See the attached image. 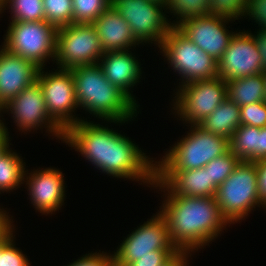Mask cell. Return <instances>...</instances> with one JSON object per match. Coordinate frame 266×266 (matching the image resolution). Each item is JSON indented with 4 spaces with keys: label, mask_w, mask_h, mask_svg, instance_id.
Returning <instances> with one entry per match:
<instances>
[{
    "label": "cell",
    "mask_w": 266,
    "mask_h": 266,
    "mask_svg": "<svg viewBox=\"0 0 266 266\" xmlns=\"http://www.w3.org/2000/svg\"><path fill=\"white\" fill-rule=\"evenodd\" d=\"M240 160L231 152L216 157L205 165V169L209 170L210 182L217 188L229 177Z\"/></svg>",
    "instance_id": "obj_29"
},
{
    "label": "cell",
    "mask_w": 266,
    "mask_h": 266,
    "mask_svg": "<svg viewBox=\"0 0 266 266\" xmlns=\"http://www.w3.org/2000/svg\"><path fill=\"white\" fill-rule=\"evenodd\" d=\"M111 6L126 20L140 44L154 42L160 48L165 35L173 27L163 12L165 6L160 3L149 0H111Z\"/></svg>",
    "instance_id": "obj_10"
},
{
    "label": "cell",
    "mask_w": 266,
    "mask_h": 266,
    "mask_svg": "<svg viewBox=\"0 0 266 266\" xmlns=\"http://www.w3.org/2000/svg\"><path fill=\"white\" fill-rule=\"evenodd\" d=\"M22 156L8 149L0 156V194L13 191L24 184L25 162Z\"/></svg>",
    "instance_id": "obj_24"
},
{
    "label": "cell",
    "mask_w": 266,
    "mask_h": 266,
    "mask_svg": "<svg viewBox=\"0 0 266 266\" xmlns=\"http://www.w3.org/2000/svg\"><path fill=\"white\" fill-rule=\"evenodd\" d=\"M262 57L248 30L233 35L229 46L217 61L218 77L224 81L263 73Z\"/></svg>",
    "instance_id": "obj_14"
},
{
    "label": "cell",
    "mask_w": 266,
    "mask_h": 266,
    "mask_svg": "<svg viewBox=\"0 0 266 266\" xmlns=\"http://www.w3.org/2000/svg\"><path fill=\"white\" fill-rule=\"evenodd\" d=\"M263 78L265 83V102H266V70L263 72Z\"/></svg>",
    "instance_id": "obj_43"
},
{
    "label": "cell",
    "mask_w": 266,
    "mask_h": 266,
    "mask_svg": "<svg viewBox=\"0 0 266 266\" xmlns=\"http://www.w3.org/2000/svg\"><path fill=\"white\" fill-rule=\"evenodd\" d=\"M233 21L218 15H206L184 20L177 28L197 47L216 61L229 46L234 32L226 28V23Z\"/></svg>",
    "instance_id": "obj_15"
},
{
    "label": "cell",
    "mask_w": 266,
    "mask_h": 266,
    "mask_svg": "<svg viewBox=\"0 0 266 266\" xmlns=\"http://www.w3.org/2000/svg\"><path fill=\"white\" fill-rule=\"evenodd\" d=\"M73 75L76 100L79 107L107 122L125 123L139 113L136 104L119 87L111 84L97 64L76 66Z\"/></svg>",
    "instance_id": "obj_3"
},
{
    "label": "cell",
    "mask_w": 266,
    "mask_h": 266,
    "mask_svg": "<svg viewBox=\"0 0 266 266\" xmlns=\"http://www.w3.org/2000/svg\"><path fill=\"white\" fill-rule=\"evenodd\" d=\"M13 229L0 240V266H31L22 250L15 247Z\"/></svg>",
    "instance_id": "obj_30"
},
{
    "label": "cell",
    "mask_w": 266,
    "mask_h": 266,
    "mask_svg": "<svg viewBox=\"0 0 266 266\" xmlns=\"http://www.w3.org/2000/svg\"><path fill=\"white\" fill-rule=\"evenodd\" d=\"M149 1H154V2L160 3V4L164 5V6H165V4L167 2V0H149Z\"/></svg>",
    "instance_id": "obj_42"
},
{
    "label": "cell",
    "mask_w": 266,
    "mask_h": 266,
    "mask_svg": "<svg viewBox=\"0 0 266 266\" xmlns=\"http://www.w3.org/2000/svg\"><path fill=\"white\" fill-rule=\"evenodd\" d=\"M67 266H114L112 254L99 251L88 253Z\"/></svg>",
    "instance_id": "obj_33"
},
{
    "label": "cell",
    "mask_w": 266,
    "mask_h": 266,
    "mask_svg": "<svg viewBox=\"0 0 266 266\" xmlns=\"http://www.w3.org/2000/svg\"><path fill=\"white\" fill-rule=\"evenodd\" d=\"M56 35L57 28L45 20L10 22L2 47L44 68L50 58L55 61Z\"/></svg>",
    "instance_id": "obj_7"
},
{
    "label": "cell",
    "mask_w": 266,
    "mask_h": 266,
    "mask_svg": "<svg viewBox=\"0 0 266 266\" xmlns=\"http://www.w3.org/2000/svg\"><path fill=\"white\" fill-rule=\"evenodd\" d=\"M190 132L167 150L156 170L199 169L230 151L229 139L191 125ZM172 148V149H171Z\"/></svg>",
    "instance_id": "obj_4"
},
{
    "label": "cell",
    "mask_w": 266,
    "mask_h": 266,
    "mask_svg": "<svg viewBox=\"0 0 266 266\" xmlns=\"http://www.w3.org/2000/svg\"><path fill=\"white\" fill-rule=\"evenodd\" d=\"M165 9L170 10L174 16L177 15L178 20L172 21L173 27H177L184 20L210 14L209 0H167Z\"/></svg>",
    "instance_id": "obj_26"
},
{
    "label": "cell",
    "mask_w": 266,
    "mask_h": 266,
    "mask_svg": "<svg viewBox=\"0 0 266 266\" xmlns=\"http://www.w3.org/2000/svg\"><path fill=\"white\" fill-rule=\"evenodd\" d=\"M25 182L30 201L36 211L38 210L44 215L53 214L55 211H59L64 204L65 181L64 175L59 169L48 167L43 170H34L31 173L25 170Z\"/></svg>",
    "instance_id": "obj_16"
},
{
    "label": "cell",
    "mask_w": 266,
    "mask_h": 266,
    "mask_svg": "<svg viewBox=\"0 0 266 266\" xmlns=\"http://www.w3.org/2000/svg\"><path fill=\"white\" fill-rule=\"evenodd\" d=\"M256 167L260 202L266 207V158L256 161Z\"/></svg>",
    "instance_id": "obj_36"
},
{
    "label": "cell",
    "mask_w": 266,
    "mask_h": 266,
    "mask_svg": "<svg viewBox=\"0 0 266 266\" xmlns=\"http://www.w3.org/2000/svg\"><path fill=\"white\" fill-rule=\"evenodd\" d=\"M3 3H4V0H0V14L3 13Z\"/></svg>",
    "instance_id": "obj_44"
},
{
    "label": "cell",
    "mask_w": 266,
    "mask_h": 266,
    "mask_svg": "<svg viewBox=\"0 0 266 266\" xmlns=\"http://www.w3.org/2000/svg\"><path fill=\"white\" fill-rule=\"evenodd\" d=\"M160 52L178 72L183 84L218 77L217 61L189 40L177 27L165 35Z\"/></svg>",
    "instance_id": "obj_6"
},
{
    "label": "cell",
    "mask_w": 266,
    "mask_h": 266,
    "mask_svg": "<svg viewBox=\"0 0 266 266\" xmlns=\"http://www.w3.org/2000/svg\"><path fill=\"white\" fill-rule=\"evenodd\" d=\"M163 196L167 198L162 201L159 213L166 220L169 238L179 252L204 248L229 225L215 196Z\"/></svg>",
    "instance_id": "obj_2"
},
{
    "label": "cell",
    "mask_w": 266,
    "mask_h": 266,
    "mask_svg": "<svg viewBox=\"0 0 266 266\" xmlns=\"http://www.w3.org/2000/svg\"><path fill=\"white\" fill-rule=\"evenodd\" d=\"M240 125L266 127V102H254L240 107Z\"/></svg>",
    "instance_id": "obj_32"
},
{
    "label": "cell",
    "mask_w": 266,
    "mask_h": 266,
    "mask_svg": "<svg viewBox=\"0 0 266 266\" xmlns=\"http://www.w3.org/2000/svg\"><path fill=\"white\" fill-rule=\"evenodd\" d=\"M260 128L240 125L229 139L230 151L240 160L258 161V135Z\"/></svg>",
    "instance_id": "obj_23"
},
{
    "label": "cell",
    "mask_w": 266,
    "mask_h": 266,
    "mask_svg": "<svg viewBox=\"0 0 266 266\" xmlns=\"http://www.w3.org/2000/svg\"><path fill=\"white\" fill-rule=\"evenodd\" d=\"M244 15L249 19L255 20L259 30H266V0H247Z\"/></svg>",
    "instance_id": "obj_34"
},
{
    "label": "cell",
    "mask_w": 266,
    "mask_h": 266,
    "mask_svg": "<svg viewBox=\"0 0 266 266\" xmlns=\"http://www.w3.org/2000/svg\"><path fill=\"white\" fill-rule=\"evenodd\" d=\"M9 213L0 208V240L14 227L12 217L10 219Z\"/></svg>",
    "instance_id": "obj_38"
},
{
    "label": "cell",
    "mask_w": 266,
    "mask_h": 266,
    "mask_svg": "<svg viewBox=\"0 0 266 266\" xmlns=\"http://www.w3.org/2000/svg\"><path fill=\"white\" fill-rule=\"evenodd\" d=\"M179 251H153V255H145L132 262L129 266H164Z\"/></svg>",
    "instance_id": "obj_35"
},
{
    "label": "cell",
    "mask_w": 266,
    "mask_h": 266,
    "mask_svg": "<svg viewBox=\"0 0 266 266\" xmlns=\"http://www.w3.org/2000/svg\"><path fill=\"white\" fill-rule=\"evenodd\" d=\"M178 88L172 108L190 125L200 124L227 98V84L221 77L193 81Z\"/></svg>",
    "instance_id": "obj_9"
},
{
    "label": "cell",
    "mask_w": 266,
    "mask_h": 266,
    "mask_svg": "<svg viewBox=\"0 0 266 266\" xmlns=\"http://www.w3.org/2000/svg\"><path fill=\"white\" fill-rule=\"evenodd\" d=\"M240 115V107L226 98L198 125L205 131L230 139L240 126Z\"/></svg>",
    "instance_id": "obj_21"
},
{
    "label": "cell",
    "mask_w": 266,
    "mask_h": 266,
    "mask_svg": "<svg viewBox=\"0 0 266 266\" xmlns=\"http://www.w3.org/2000/svg\"><path fill=\"white\" fill-rule=\"evenodd\" d=\"M63 141L109 176L155 183L156 161L108 126L82 120L65 131Z\"/></svg>",
    "instance_id": "obj_1"
},
{
    "label": "cell",
    "mask_w": 266,
    "mask_h": 266,
    "mask_svg": "<svg viewBox=\"0 0 266 266\" xmlns=\"http://www.w3.org/2000/svg\"><path fill=\"white\" fill-rule=\"evenodd\" d=\"M104 52L130 50L140 43L126 20L113 9L107 8L93 23Z\"/></svg>",
    "instance_id": "obj_20"
},
{
    "label": "cell",
    "mask_w": 266,
    "mask_h": 266,
    "mask_svg": "<svg viewBox=\"0 0 266 266\" xmlns=\"http://www.w3.org/2000/svg\"><path fill=\"white\" fill-rule=\"evenodd\" d=\"M104 55L93 24H70L57 29L55 62L60 69L99 63Z\"/></svg>",
    "instance_id": "obj_8"
},
{
    "label": "cell",
    "mask_w": 266,
    "mask_h": 266,
    "mask_svg": "<svg viewBox=\"0 0 266 266\" xmlns=\"http://www.w3.org/2000/svg\"><path fill=\"white\" fill-rule=\"evenodd\" d=\"M227 98L239 107L265 101L263 73L226 81Z\"/></svg>",
    "instance_id": "obj_22"
},
{
    "label": "cell",
    "mask_w": 266,
    "mask_h": 266,
    "mask_svg": "<svg viewBox=\"0 0 266 266\" xmlns=\"http://www.w3.org/2000/svg\"><path fill=\"white\" fill-rule=\"evenodd\" d=\"M258 51L262 57V69L266 70V30H258L257 34L253 35Z\"/></svg>",
    "instance_id": "obj_37"
},
{
    "label": "cell",
    "mask_w": 266,
    "mask_h": 266,
    "mask_svg": "<svg viewBox=\"0 0 266 266\" xmlns=\"http://www.w3.org/2000/svg\"><path fill=\"white\" fill-rule=\"evenodd\" d=\"M266 158V127L260 128L258 135V160Z\"/></svg>",
    "instance_id": "obj_41"
},
{
    "label": "cell",
    "mask_w": 266,
    "mask_h": 266,
    "mask_svg": "<svg viewBox=\"0 0 266 266\" xmlns=\"http://www.w3.org/2000/svg\"><path fill=\"white\" fill-rule=\"evenodd\" d=\"M11 9L12 22L45 20L43 0H4L3 10Z\"/></svg>",
    "instance_id": "obj_25"
},
{
    "label": "cell",
    "mask_w": 266,
    "mask_h": 266,
    "mask_svg": "<svg viewBox=\"0 0 266 266\" xmlns=\"http://www.w3.org/2000/svg\"><path fill=\"white\" fill-rule=\"evenodd\" d=\"M215 199L222 216L229 224L241 222L256 206L266 208L260 202L258 193L256 162L240 161L217 188Z\"/></svg>",
    "instance_id": "obj_5"
},
{
    "label": "cell",
    "mask_w": 266,
    "mask_h": 266,
    "mask_svg": "<svg viewBox=\"0 0 266 266\" xmlns=\"http://www.w3.org/2000/svg\"><path fill=\"white\" fill-rule=\"evenodd\" d=\"M189 254L191 257L192 255L191 253L179 252L164 266H189V263H188Z\"/></svg>",
    "instance_id": "obj_40"
},
{
    "label": "cell",
    "mask_w": 266,
    "mask_h": 266,
    "mask_svg": "<svg viewBox=\"0 0 266 266\" xmlns=\"http://www.w3.org/2000/svg\"><path fill=\"white\" fill-rule=\"evenodd\" d=\"M39 69L32 61L0 49V109L36 81Z\"/></svg>",
    "instance_id": "obj_18"
},
{
    "label": "cell",
    "mask_w": 266,
    "mask_h": 266,
    "mask_svg": "<svg viewBox=\"0 0 266 266\" xmlns=\"http://www.w3.org/2000/svg\"><path fill=\"white\" fill-rule=\"evenodd\" d=\"M40 68L36 81L39 83L47 111L50 117L66 131L75 125L80 119L73 115L74 110L79 107L76 100L73 75L70 69L58 68L55 72H44Z\"/></svg>",
    "instance_id": "obj_11"
},
{
    "label": "cell",
    "mask_w": 266,
    "mask_h": 266,
    "mask_svg": "<svg viewBox=\"0 0 266 266\" xmlns=\"http://www.w3.org/2000/svg\"><path fill=\"white\" fill-rule=\"evenodd\" d=\"M72 3L74 24H92L111 6V0H73Z\"/></svg>",
    "instance_id": "obj_27"
},
{
    "label": "cell",
    "mask_w": 266,
    "mask_h": 266,
    "mask_svg": "<svg viewBox=\"0 0 266 266\" xmlns=\"http://www.w3.org/2000/svg\"><path fill=\"white\" fill-rule=\"evenodd\" d=\"M210 15H218L230 20L245 16L247 0H209Z\"/></svg>",
    "instance_id": "obj_31"
},
{
    "label": "cell",
    "mask_w": 266,
    "mask_h": 266,
    "mask_svg": "<svg viewBox=\"0 0 266 266\" xmlns=\"http://www.w3.org/2000/svg\"><path fill=\"white\" fill-rule=\"evenodd\" d=\"M1 112L11 113L17 129L24 132V134L32 129L38 130L44 126L49 134L51 133V135L62 141L64 139L65 131L50 117L42 89L37 81L24 88L17 96L5 104L0 109V117L2 116Z\"/></svg>",
    "instance_id": "obj_13"
},
{
    "label": "cell",
    "mask_w": 266,
    "mask_h": 266,
    "mask_svg": "<svg viewBox=\"0 0 266 266\" xmlns=\"http://www.w3.org/2000/svg\"><path fill=\"white\" fill-rule=\"evenodd\" d=\"M8 133L5 123L0 119V156L10 148L11 143L9 144L10 137Z\"/></svg>",
    "instance_id": "obj_39"
},
{
    "label": "cell",
    "mask_w": 266,
    "mask_h": 266,
    "mask_svg": "<svg viewBox=\"0 0 266 266\" xmlns=\"http://www.w3.org/2000/svg\"><path fill=\"white\" fill-rule=\"evenodd\" d=\"M152 186L159 190L164 189L165 195L190 197L215 196L217 191V187L210 182L209 170L205 167L189 170H156V180Z\"/></svg>",
    "instance_id": "obj_17"
},
{
    "label": "cell",
    "mask_w": 266,
    "mask_h": 266,
    "mask_svg": "<svg viewBox=\"0 0 266 266\" xmlns=\"http://www.w3.org/2000/svg\"><path fill=\"white\" fill-rule=\"evenodd\" d=\"M130 50L108 51L99 60V65L106 79L113 85L119 87L136 104L135 97L131 94V87L139 83L142 76L140 63Z\"/></svg>",
    "instance_id": "obj_19"
},
{
    "label": "cell",
    "mask_w": 266,
    "mask_h": 266,
    "mask_svg": "<svg viewBox=\"0 0 266 266\" xmlns=\"http://www.w3.org/2000/svg\"><path fill=\"white\" fill-rule=\"evenodd\" d=\"M73 0H43L45 21L57 29L73 23Z\"/></svg>",
    "instance_id": "obj_28"
},
{
    "label": "cell",
    "mask_w": 266,
    "mask_h": 266,
    "mask_svg": "<svg viewBox=\"0 0 266 266\" xmlns=\"http://www.w3.org/2000/svg\"><path fill=\"white\" fill-rule=\"evenodd\" d=\"M126 237L112 254L114 266H129L145 255H153V251H178L159 212Z\"/></svg>",
    "instance_id": "obj_12"
}]
</instances>
